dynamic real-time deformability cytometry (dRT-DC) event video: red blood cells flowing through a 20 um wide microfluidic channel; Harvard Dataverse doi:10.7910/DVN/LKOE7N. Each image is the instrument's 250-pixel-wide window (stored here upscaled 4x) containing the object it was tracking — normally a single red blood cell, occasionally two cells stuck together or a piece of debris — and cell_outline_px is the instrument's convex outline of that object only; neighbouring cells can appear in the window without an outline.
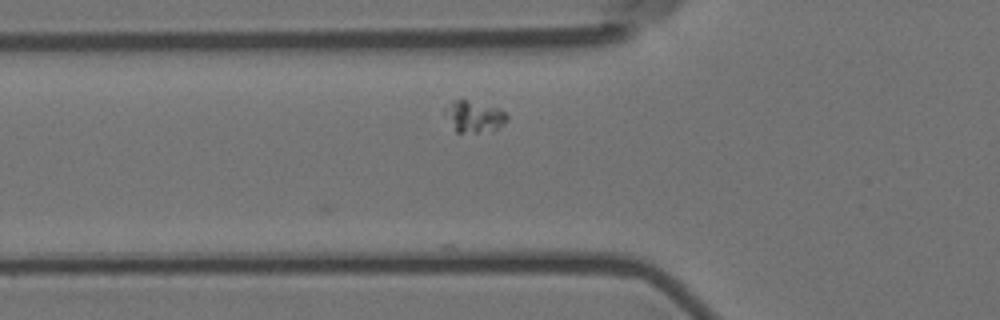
{"species": "Egyptian fruit bat (a non-hibernating species)", "species_latin": "Rousettus aegyptiacus", "temperature_condition": "room temperature", "stored_images_in_passage": 6, "camera_frame_rate_fps": 3000, "um_per_image_px": 0.085, "animal": {"sex": "female"}, "frame": {"image": 1, "passage_image": 6, "time_ms": 1.667, "image_size_px": [1000, 320], "cell_outline_px": [[508, 120], [492, 132], [456, 132], [444, 108], [452, 100], [464, 100], [496, 108], [504, 112], [508, 116]], "centroid_in_image_um": [40.32, 9.93], "position_along_channel_um": 85.5, "area_um2": 10.92}}